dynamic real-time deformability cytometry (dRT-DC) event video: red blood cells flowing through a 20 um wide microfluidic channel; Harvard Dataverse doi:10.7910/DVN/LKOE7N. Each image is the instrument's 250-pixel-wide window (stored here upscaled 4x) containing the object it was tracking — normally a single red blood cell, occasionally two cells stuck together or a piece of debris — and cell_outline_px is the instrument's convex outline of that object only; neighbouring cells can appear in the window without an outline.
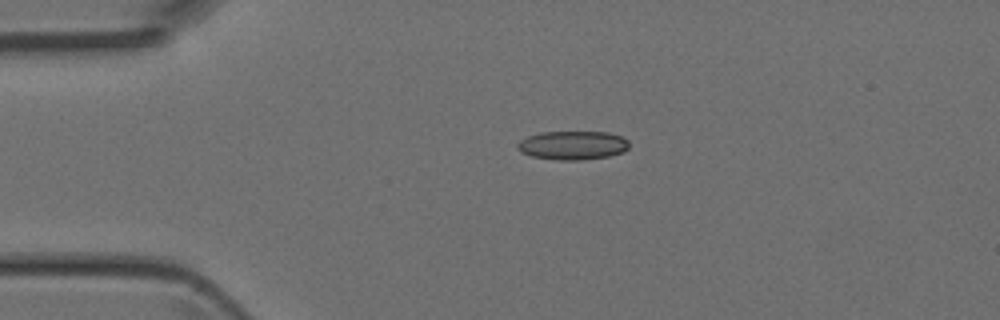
{"species": "Egyptian fruit bat (a non-hibernating species)", "species_latin": "Rousettus aegyptiacus", "temperature_condition": "room temperature", "stored_images_in_passage": 4, "camera_frame_rate_fps": 3000, "um_per_image_px": 0.085, "animal": {"sex": "female"}, "frame": {"image": 1, "passage_image": 3, "time_ms": 0.667, "image_size_px": [1000, 320], "cell_outline_px": [[628, 148], [624, 152], [608, 156], [580, 160], [560, 160], [532, 156], [520, 152], [516, 148], [516, 144], [520, 140], [528, 136], [540, 132], [608, 132], [620, 136], [628, 140]], "centroid_in_image_um": [48.66, 12.35], "position_along_channel_um": 36.3, "area_um2": 18.73}}